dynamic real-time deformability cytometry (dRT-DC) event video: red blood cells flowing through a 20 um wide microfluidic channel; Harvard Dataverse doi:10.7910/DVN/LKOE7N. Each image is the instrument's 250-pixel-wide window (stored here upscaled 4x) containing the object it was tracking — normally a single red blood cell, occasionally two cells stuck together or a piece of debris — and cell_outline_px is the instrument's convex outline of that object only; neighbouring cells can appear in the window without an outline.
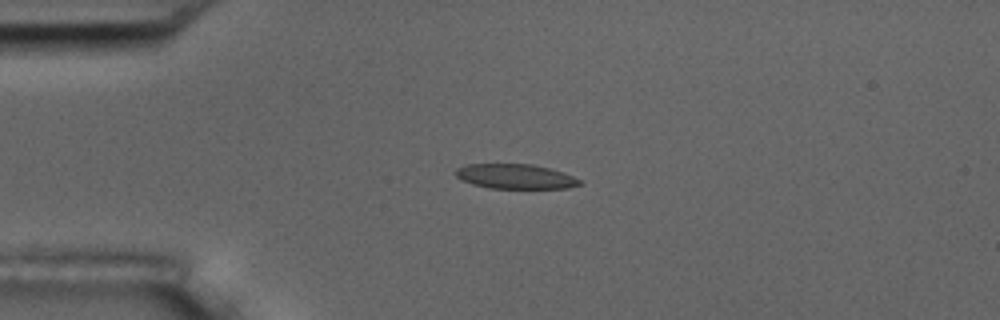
{"species": "common noctule bat (a hibernating species)", "species_latin": "Nyctalus noctula", "temperature_condition": "room temperature", "stored_images_in_passage": 5, "camera_frame_rate_fps": 3000, "um_per_image_px": 0.085, "animal": {"sex": "male", "body_mass_g": 17.5, "forearm_length_mm": 52.3}, "frame": {"image": 1, "passage_image": 4, "time_ms": 4.333, "image_size_px": [1000, 320], "cell_outline_px": [[584, 184], [568, 188], [488, 188], [472, 184], [460, 180], [456, 176], [456, 168], [464, 164], [532, 164], [564, 172], [580, 180]], "centroid_in_image_um": [43.79, 15.0], "position_along_channel_um": 41.2, "area_um2": 17.98}}